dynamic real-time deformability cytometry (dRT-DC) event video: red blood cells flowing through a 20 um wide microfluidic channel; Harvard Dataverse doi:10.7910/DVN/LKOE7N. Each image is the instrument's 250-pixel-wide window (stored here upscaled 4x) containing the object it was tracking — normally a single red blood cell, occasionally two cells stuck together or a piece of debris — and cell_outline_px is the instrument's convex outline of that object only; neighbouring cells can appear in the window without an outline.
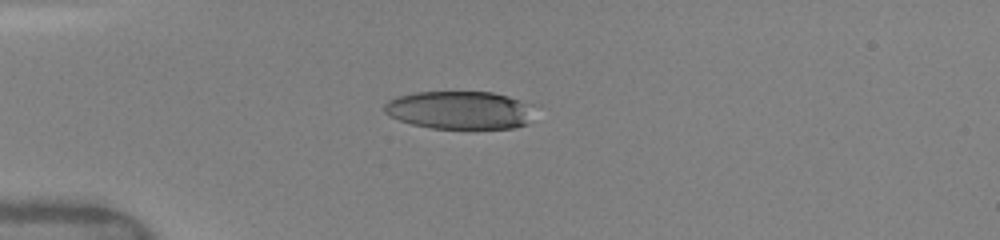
{"species": "human", "species_latin": "Homo sapiens", "temperature_condition": "warm", "stored_images_in_passage": 57, "camera_frame_rate_fps": 3000, "um_per_image_px": 0.085, "donor": {"sex": "female"}, "frame": {"image": 1, "passage_image": 1, "time_ms": 0.0, "image_size_px": [1000, 240], "cell_outline_px": [[532, 104], [528, 124], [516, 128], [432, 128], [412, 124], [400, 120], [384, 112], [384, 104], [388, 100], [396, 96], [416, 92], [492, 92], [508, 96]], "centroid_in_image_um": [39.06, 9.35], "position_along_channel_um": 45.9, "area_um2": 33.18}}
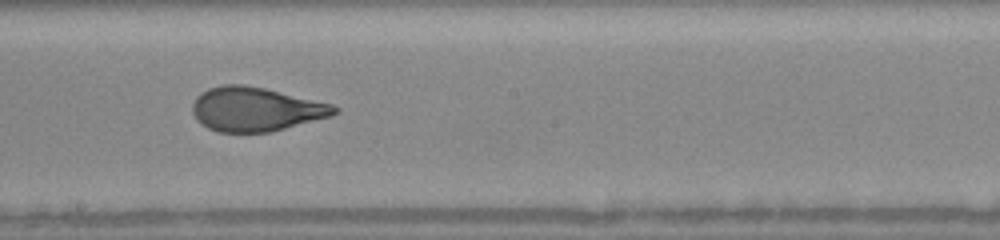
{"frame": {"image": 2, "passage_image": 28, "time_ms": 5.0, "image_size_px": [1000, 240], "cell_outline_px": [[340, 112], [332, 116], [268, 132], [216, 132], [200, 124], [196, 120], [192, 112], [192, 104], [196, 96], [200, 92], [208, 88], [224, 84], [244, 84], [264, 88], [332, 104], [340, 108]], "centroid_in_image_um": [21.7, 9.28], "position_along_channel_um": 226.5, "area_um2": 36.59}}
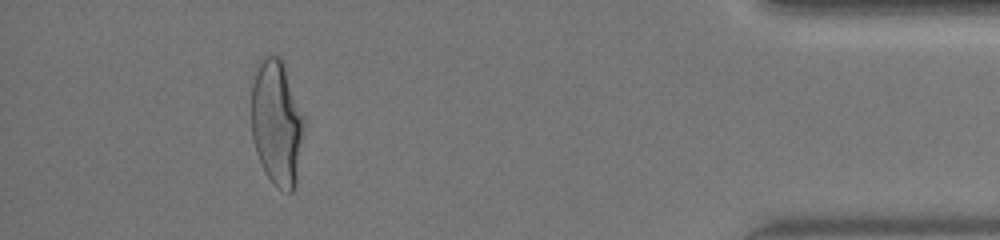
{"frame": {"image": 3, "passage_image": 51, "time_ms": 10.667, "image_size_px": [1000, 240], "cell_outline_px": [[304, 128], [296, 184], [292, 192], [288, 192], [280, 188], [268, 176], [256, 152], [252, 140], [248, 80], [252, 68], [264, 56], [280, 56], [284, 60], [304, 116]], "centroid_in_image_um": [23.46, 10.27], "position_along_channel_um": 411.7, "area_um2": 40.0}, "authors_computed_cell_mechanics": {"area_um2": 37.3966, "velocity_mm_per_s": 4.1141, "shape_relaxation_time_tau1_ms": 3.8204, "shape_relaxation_time_tau2_ms": 0.735, "deformation_change_tau1": 0.1933, "deformation_change_tau2": 0.0778}}